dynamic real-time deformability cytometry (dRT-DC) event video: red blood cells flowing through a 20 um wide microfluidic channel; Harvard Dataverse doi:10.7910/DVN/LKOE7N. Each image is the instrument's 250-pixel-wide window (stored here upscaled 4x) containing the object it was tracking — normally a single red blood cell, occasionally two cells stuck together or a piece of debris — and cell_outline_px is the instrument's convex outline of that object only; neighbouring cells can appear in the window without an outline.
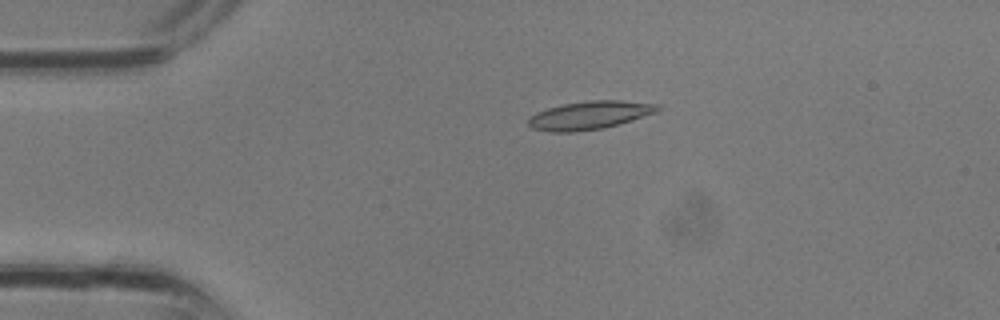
{"species": "common noctule bat (a hibernating species)", "species_latin": "Nyctalus noctula", "temperature_condition": "room temperature", "stored_images_in_passage": 3, "camera_frame_rate_fps": 3000, "um_per_image_px": 0.085, "animal": {"sex": "male", "body_mass_g": 13.3}, "frame": {"image": 1, "passage_image": 2, "time_ms": 0.333, "image_size_px": [1000, 320], "cell_outline_px": [[660, 108], [656, 112], [620, 124], [604, 128], [572, 132], [552, 132], [532, 128], [528, 124], [528, 116], [536, 112], [548, 108], [564, 104], [588, 100], [620, 100], [660, 104]], "centroid_in_image_um": [50.11, 9.79], "position_along_channel_um": 34.9, "area_um2": 21.33}}